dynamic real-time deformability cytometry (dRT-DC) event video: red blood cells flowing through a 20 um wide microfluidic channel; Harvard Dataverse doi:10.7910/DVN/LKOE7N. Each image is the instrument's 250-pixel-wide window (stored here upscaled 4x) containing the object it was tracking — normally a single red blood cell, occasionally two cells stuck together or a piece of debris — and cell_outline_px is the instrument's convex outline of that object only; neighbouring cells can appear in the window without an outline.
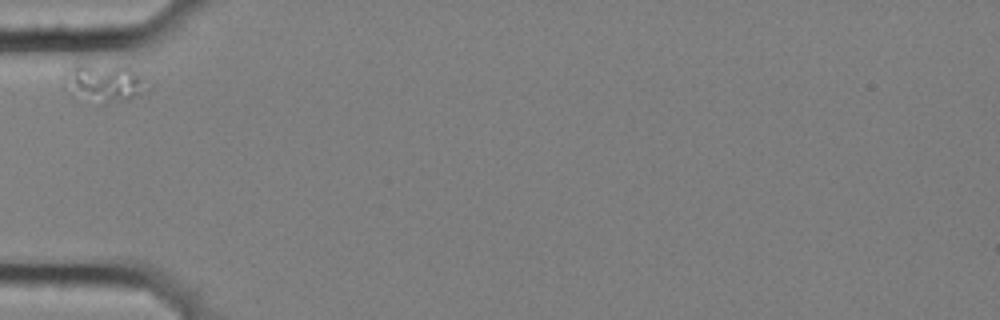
{"species": "common noctule bat (a hibernating species)", "species_latin": "Nyctalus noctula", "temperature_condition": "cold", "stored_images_in_passage": 4, "camera_frame_rate_fps": 3000, "um_per_image_px": 0.085, "animal": {"sex": "female", "body_mass_g": 25.1}, "frame": {"image": 1, "passage_image": 1, "time_ms": 0.0, "image_size_px": [1000, 320], "cell_outline_px": [[152, 88], [136, 96], [104, 104], [100, 104], [68, 92], [64, 88], [64, 72], [76, 64], [88, 64], [128, 68], [140, 76]], "centroid_in_image_um": [8.81, 7.05], "position_along_channel_um": 76.2, "area_um2": 18.15}}